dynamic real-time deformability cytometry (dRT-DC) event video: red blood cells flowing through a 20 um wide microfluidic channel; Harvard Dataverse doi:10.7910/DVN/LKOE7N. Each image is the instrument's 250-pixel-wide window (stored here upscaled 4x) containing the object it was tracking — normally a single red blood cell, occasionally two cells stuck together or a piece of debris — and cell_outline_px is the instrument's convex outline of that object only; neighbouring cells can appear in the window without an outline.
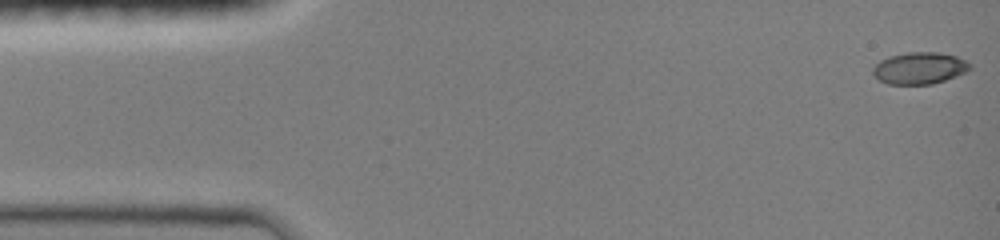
{"species": "common noctule bat (a hibernating species)", "species_latin": "Nyctalus noctula", "temperature_condition": "room temperature", "stored_images_in_passage": 27, "camera_frame_rate_fps": 3000, "um_per_image_px": 0.085, "animal": {"sex": "female", "body_mass_g": 19.0, "forearm_length_mm": 51.5}, "frame": {"image": 1, "passage_image": 1, "time_ms": 0.0, "image_size_px": [1000, 240], "cell_outline_px": [[972, 68], [956, 76], [932, 84], [888, 84], [880, 80], [872, 72], [872, 68], [880, 60], [888, 56], [908, 52], [940, 52], [956, 56], [972, 64]], "centroid_in_image_um": [78.16, 5.78], "position_along_channel_um": 6.8, "area_um2": 17.98}}
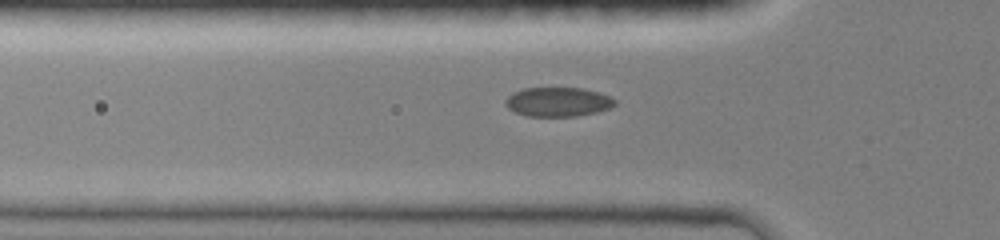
{"frame": {"image": 2, "passage_image": 16, "time_ms": 4.667, "image_size_px": [1000, 240], "cell_outline_px": [[616, 104], [608, 108], [596, 112], [576, 116], [528, 116], [516, 112], [508, 108], [504, 104], [504, 100], [512, 92], [524, 88], [580, 88], [600, 92], [616, 100]], "centroid_in_image_um": [47.4, 8.65], "position_along_channel_um": 78.4, "area_um2": 18.61}}
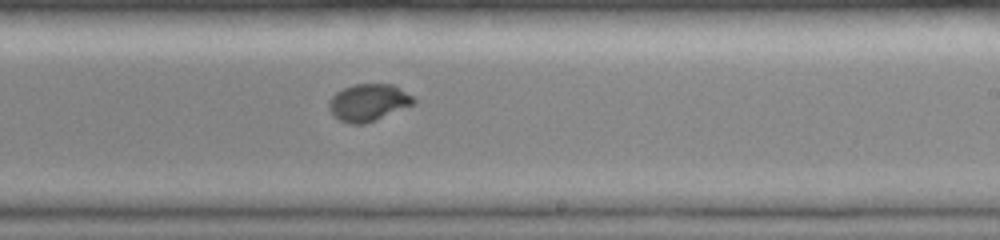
{"frame": {"image": 3, "passage_image": 27, "time_ms": 9.0, "image_size_px": [1000, 240], "cell_outline_px": [[416, 104], [376, 120], [364, 124], [352, 124], [340, 120], [328, 108], [328, 100], [336, 92], [352, 84], [392, 84], [416, 96]], "centroid_in_image_um": [31.37, 8.7], "position_along_channel_um": 257.6, "area_um2": 18.55}}